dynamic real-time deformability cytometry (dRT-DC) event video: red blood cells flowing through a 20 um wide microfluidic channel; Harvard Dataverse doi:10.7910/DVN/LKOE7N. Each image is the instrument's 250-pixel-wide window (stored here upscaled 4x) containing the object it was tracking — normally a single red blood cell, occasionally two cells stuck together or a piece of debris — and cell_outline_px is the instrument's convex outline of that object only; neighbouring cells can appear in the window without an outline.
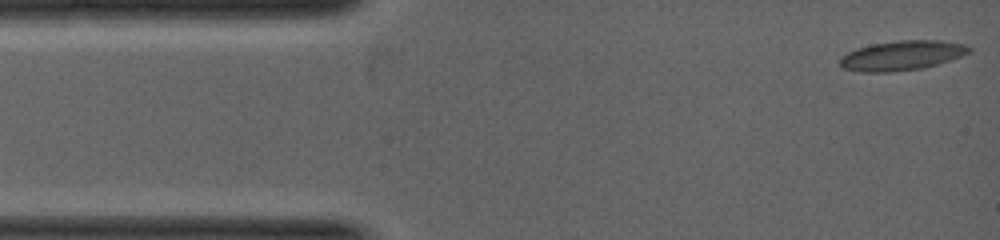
{"species": "common noctule bat (a hibernating species)", "species_latin": "Nyctalus noctula", "temperature_condition": "warm", "stored_images_in_passage": 3, "camera_frame_rate_fps": 5000, "um_per_image_px": 0.085, "animal": {"sex": "female", "body_mass_g": 19.0, "forearm_length_mm": 53.3}, "frame": {"image": 1, "passage_image": 1, "time_ms": 0.0, "image_size_px": [1000, 240], "cell_outline_px": [[972, 52], [924, 68], [892, 72], [860, 72], [844, 68], [840, 64], [840, 56], [856, 48], [872, 44], [900, 40], [940, 40], [964, 44], [972, 48]], "centroid_in_image_um": [76.65, 4.71], "position_along_channel_um": 8.3, "area_um2": 22.31}}
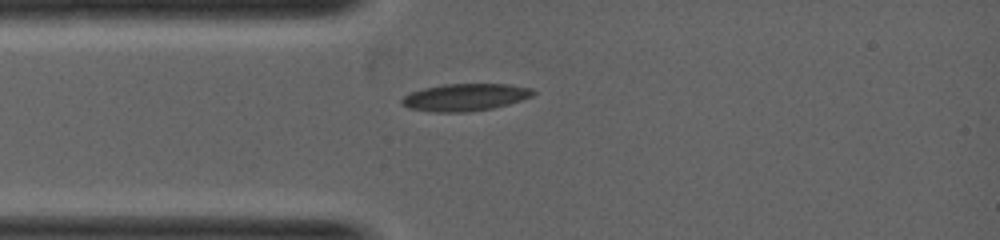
{"frame": {"image": 2, "passage_image": 3, "time_ms": 1.4, "image_size_px": [1000, 240], "cell_outline_px": [[536, 92], [532, 96], [508, 104], [492, 108], [468, 112], [432, 112], [408, 108], [400, 104], [400, 100], [408, 92], [424, 88], [444, 84], [508, 84], [532, 88]], "centroid_in_image_um": [39.49, 8.27], "position_along_channel_um": 45.5, "area_um2": 20.98}}